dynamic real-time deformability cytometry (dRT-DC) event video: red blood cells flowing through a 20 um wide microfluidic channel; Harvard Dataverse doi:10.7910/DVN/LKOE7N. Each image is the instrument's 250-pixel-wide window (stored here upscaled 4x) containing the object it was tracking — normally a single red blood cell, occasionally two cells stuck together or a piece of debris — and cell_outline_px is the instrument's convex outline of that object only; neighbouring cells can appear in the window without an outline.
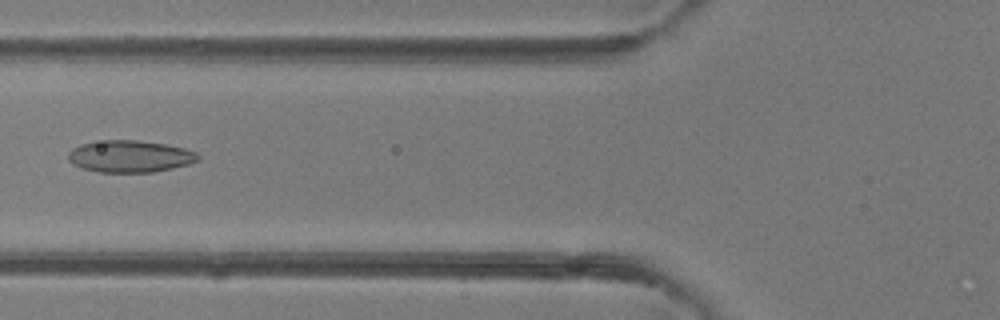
{"species": "common noctule bat (a hibernating species)", "species_latin": "Nyctalus noctula", "temperature_condition": "room temperature", "stored_images_in_passage": 5, "camera_frame_rate_fps": 3000, "um_per_image_px": 0.085, "animal": {"sex": "female"}, "frame": {"image": 1, "passage_image": 5, "time_ms": 5.333, "image_size_px": [1000, 320], "cell_outline_px": [[200, 160], [188, 164], [172, 168], [152, 172], [96, 172], [80, 168], [72, 164], [68, 160], [68, 152], [72, 148], [80, 144], [104, 140], [136, 140], [164, 144], [184, 148], [196, 152], [200, 156]], "centroid_in_image_um": [11.01, 13.29], "position_along_channel_um": 114.8, "area_um2": 24.28}}